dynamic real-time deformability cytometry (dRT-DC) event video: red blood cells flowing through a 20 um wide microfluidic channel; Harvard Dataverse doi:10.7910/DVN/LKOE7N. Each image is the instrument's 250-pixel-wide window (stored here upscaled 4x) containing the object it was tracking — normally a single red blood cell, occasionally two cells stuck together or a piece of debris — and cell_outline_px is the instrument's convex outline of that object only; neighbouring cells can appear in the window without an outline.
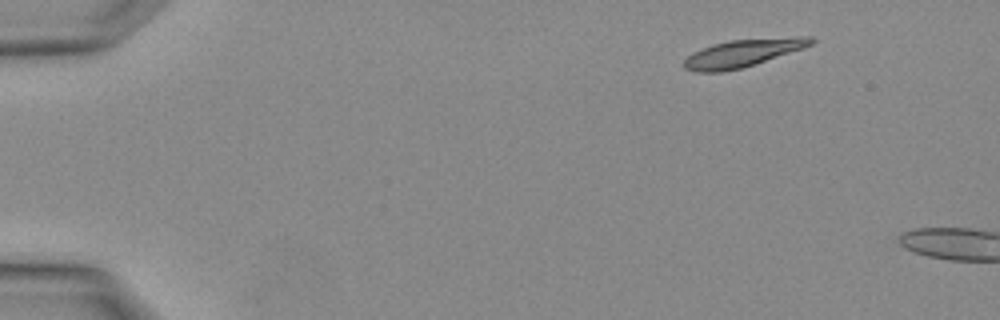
{"species": "Egyptian fruit bat (a non-hibernating species)", "species_latin": "Rousettus aegyptiacus", "temperature_condition": "warm", "stored_images_in_passage": 3, "camera_frame_rate_fps": 3000, "um_per_image_px": 0.085, "animal": {"sex": "female"}, "frame": {"image": 1, "passage_image": 3, "time_ms": 0.667, "image_size_px": [1000, 320], "cell_outline_px": [[816, 40], [812, 44], [804, 48], [740, 68], [720, 72], [696, 72], [684, 68], [684, 60], [692, 52], [712, 44], [728, 40], [796, 36], [812, 36]], "centroid_in_image_um": [63.15, 4.49], "position_along_channel_um": 21.9, "area_um2": 20.4}}